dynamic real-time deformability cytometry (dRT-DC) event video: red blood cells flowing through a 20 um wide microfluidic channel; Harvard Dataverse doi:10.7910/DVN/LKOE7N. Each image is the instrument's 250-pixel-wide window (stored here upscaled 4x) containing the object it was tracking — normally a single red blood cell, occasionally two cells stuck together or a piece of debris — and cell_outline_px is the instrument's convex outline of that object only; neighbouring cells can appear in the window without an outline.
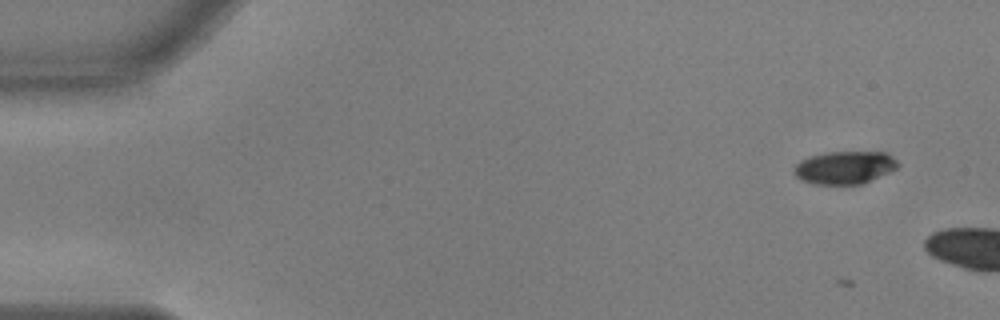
{"species": "common noctule bat (a hibernating species)", "species_latin": "Nyctalus noctula", "temperature_condition": "warm", "stored_images_in_passage": 13, "camera_frame_rate_fps": 3000, "um_per_image_px": 0.085, "animal": {"sex": "male", "body_mass_g": 17.9, "forearm_length_mm": 54.2}, "frame": {"image": 1, "passage_image": 4, "time_ms": 1.0, "image_size_px": [1000, 320], "cell_outline_px": [[900, 164], [896, 168], [864, 184], [812, 184], [800, 180], [792, 172], [792, 168], [800, 160], [808, 156], [828, 152], [884, 152], [892, 156]], "centroid_in_image_um": [71.75, 14.24], "position_along_channel_um": 13.3, "area_um2": 20.06}}